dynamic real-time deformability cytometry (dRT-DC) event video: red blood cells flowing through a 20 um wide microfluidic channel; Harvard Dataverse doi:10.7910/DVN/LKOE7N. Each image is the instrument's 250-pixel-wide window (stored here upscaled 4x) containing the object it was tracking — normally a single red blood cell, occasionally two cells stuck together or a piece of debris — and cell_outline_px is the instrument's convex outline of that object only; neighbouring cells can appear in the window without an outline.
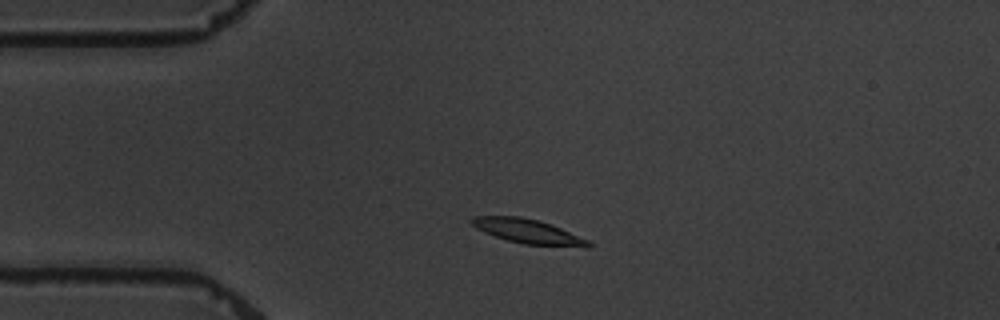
{"species": "common noctule bat (a hibernating species)", "species_latin": "Nyctalus noctula", "temperature_condition": "warm", "stored_images_in_passage": 2, "camera_frame_rate_fps": 3000, "um_per_image_px": 0.085, "animal": {"sex": "male", "body_mass_g": 19.5, "forearm_length_mm": 54.6}, "frame": {"image": 1, "passage_image": 1, "time_ms": 0.0, "image_size_px": [1000, 320], "cell_outline_px": [[596, 244], [588, 248], [524, 244], [508, 240], [484, 232], [476, 228], [468, 220], [472, 216], [520, 216], [552, 224], [588, 240]], "centroid_in_image_um": [44.92, 19.67], "position_along_channel_um": 40.1, "area_um2": 16.7}}